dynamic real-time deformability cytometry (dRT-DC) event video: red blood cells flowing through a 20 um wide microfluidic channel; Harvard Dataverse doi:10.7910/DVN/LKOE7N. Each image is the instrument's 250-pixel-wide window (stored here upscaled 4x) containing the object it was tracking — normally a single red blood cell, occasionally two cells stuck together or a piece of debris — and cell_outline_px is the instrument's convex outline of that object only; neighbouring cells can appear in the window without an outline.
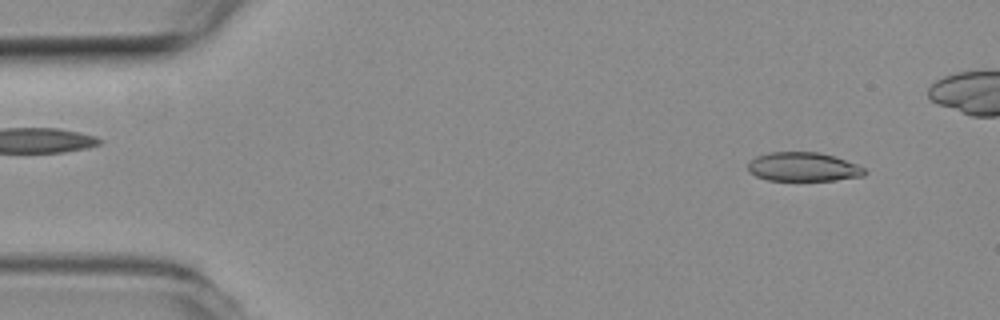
{"species": "common noctule bat (a hibernating species)", "species_latin": "Nyctalus noctula", "temperature_condition": "room temperature", "stored_images_in_passage": 46, "camera_frame_rate_fps": 3000, "um_per_image_px": 0.085, "animal": {"sex": "female", "body_mass_g": 19.3, "forearm_length_mm": 54.1}, "frame": {"image": 1, "passage_image": 4, "time_ms": 1.0, "image_size_px": [1000, 320], "cell_outline_px": [[868, 172], [864, 176], [836, 180], [768, 180], [756, 176], [748, 172], [748, 164], [756, 156], [768, 152], [820, 152], [836, 156], [856, 164], [864, 168]], "centroid_in_image_um": [68.29, 14.18], "position_along_channel_um": 16.7, "area_um2": 19.83}}
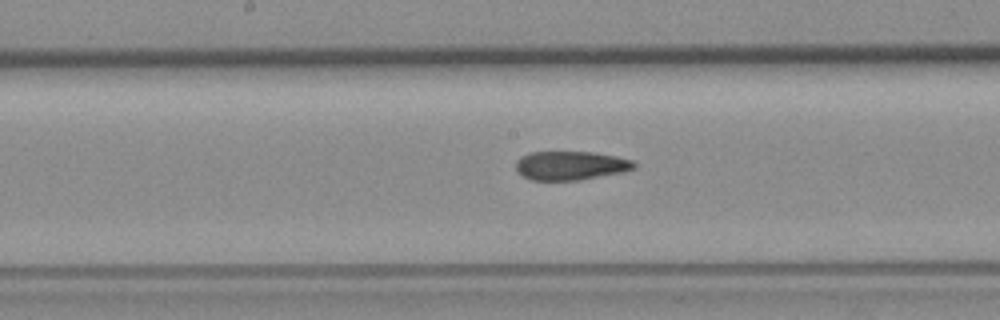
{"frame": {"image": 2, "passage_image": 26, "time_ms": 8.333, "image_size_px": [1000, 320], "cell_outline_px": [[636, 168], [624, 172], [580, 180], [532, 180], [516, 172], [516, 160], [520, 156], [532, 152], [592, 152], [616, 156], [632, 160], [636, 164]], "centroid_in_image_um": [48.51, 14.07], "position_along_channel_um": 199.7, "area_um2": 20.0}}
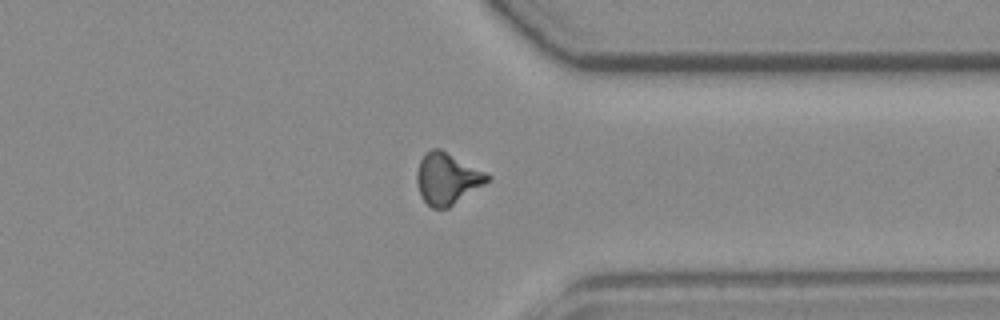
{"frame": {"image": 3, "passage_image": 40, "time_ms": 13.0, "image_size_px": [1000, 320], "cell_outline_px": [[492, 176], [484, 184], [448, 208], [432, 208], [420, 196], [416, 180], [416, 172], [420, 160], [432, 148], [440, 148]], "centroid_in_image_um": [37.98, 15.19], "position_along_channel_um": 373.4, "area_um2": 20.81}, "authors_computed_cell_mechanics": {"area_um2": 20.7791, "velocity_mm_per_s": 3.8096, "shape_relaxation_time_tau1_ms": null, "shape_relaxation_time_tau2_ms": 3.8071, "deformation_change_tau1": null, "deformation_change_tau2": 0.1143}}